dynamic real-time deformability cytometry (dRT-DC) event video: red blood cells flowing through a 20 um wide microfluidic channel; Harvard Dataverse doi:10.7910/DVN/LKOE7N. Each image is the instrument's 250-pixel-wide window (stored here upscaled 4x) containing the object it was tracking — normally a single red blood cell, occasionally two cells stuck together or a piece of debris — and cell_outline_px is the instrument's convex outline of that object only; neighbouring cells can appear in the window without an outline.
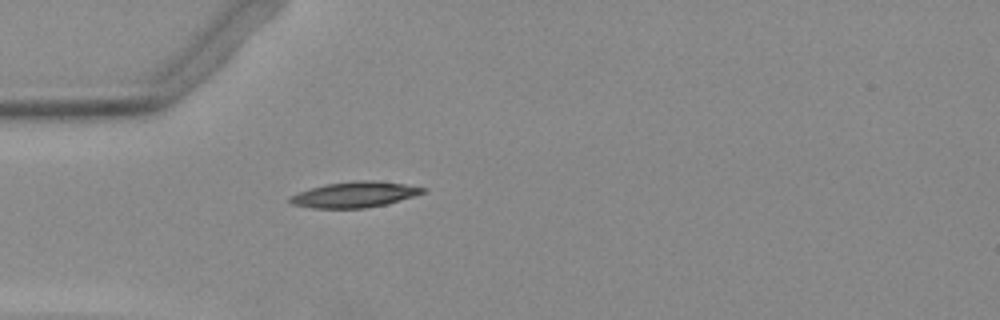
{"species": "Egyptian fruit bat (a non-hibernating species)", "species_latin": "Rousettus aegyptiacus", "temperature_condition": "warm", "stored_images_in_passage": 38, "camera_frame_rate_fps": 3000, "um_per_image_px": 0.085, "animal": {"sex": "female"}, "frame": {"image": 1, "passage_image": 1, "time_ms": 0.0, "image_size_px": [1000, 320], "cell_outline_px": [[428, 188], [424, 192], [388, 204], [364, 208], [312, 208], [292, 204], [288, 200], [296, 192], [308, 188], [324, 184], [352, 180], [372, 180], [404, 184]], "centroid_in_image_um": [30.11, 16.53], "position_along_channel_um": 54.9, "area_um2": 20.0}}
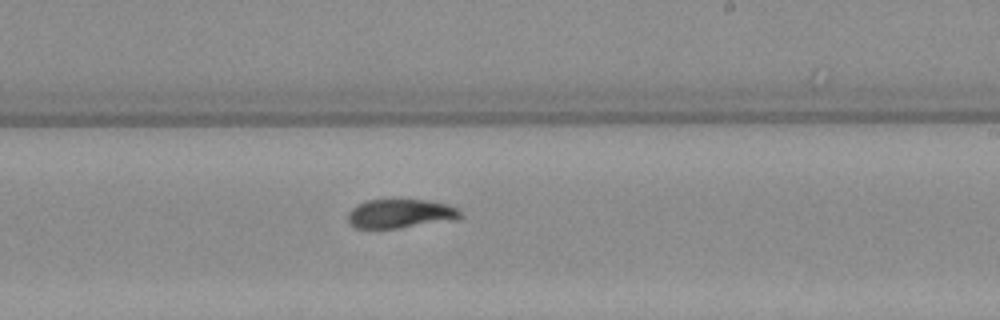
{"frame": {"image": 2, "passage_image": 17, "time_ms": 5.333, "image_size_px": [1000, 320], "cell_outline_px": [[464, 216], [460, 220], [400, 228], [356, 228], [348, 224], [348, 212], [356, 204], [368, 200], [428, 200], [444, 204], [456, 208]], "centroid_in_image_um": [34.05, 18.18], "position_along_channel_um": 254.9, "area_um2": 19.25}}
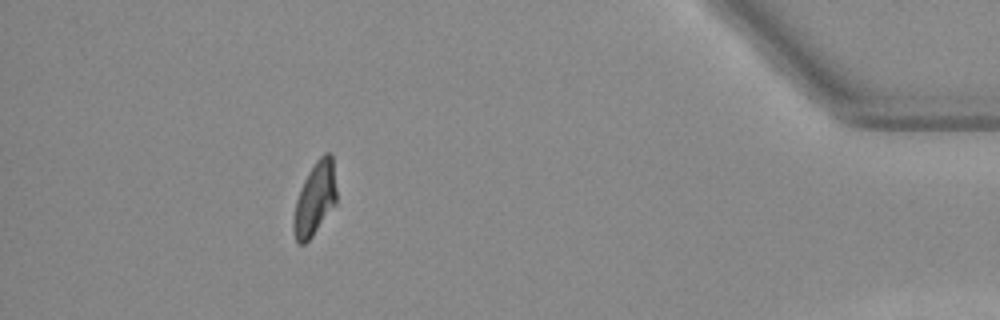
{"frame": {"image": 3, "passage_image": 33, "time_ms": 10.667, "image_size_px": [1000, 320], "cell_outline_px": [[336, 204], [312, 236], [304, 244], [300, 244], [296, 240], [292, 228], [292, 220], [296, 200], [300, 188], [308, 172], [316, 160], [324, 152], [332, 152], [336, 188]], "centroid_in_image_um": [26.76, 16.88], "position_along_channel_um": 408.4, "area_um2": 18.44}}